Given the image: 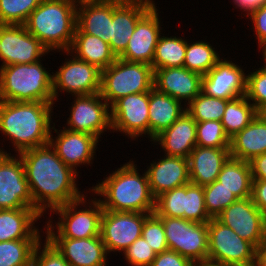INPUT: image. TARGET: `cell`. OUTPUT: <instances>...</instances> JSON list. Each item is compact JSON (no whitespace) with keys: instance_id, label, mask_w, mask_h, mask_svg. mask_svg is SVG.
Instances as JSON below:
<instances>
[{"instance_id":"15","label":"cell","mask_w":266,"mask_h":266,"mask_svg":"<svg viewBox=\"0 0 266 266\" xmlns=\"http://www.w3.org/2000/svg\"><path fill=\"white\" fill-rule=\"evenodd\" d=\"M148 215V213L103 210L100 236L108 255L111 252L122 254L136 239L140 238Z\"/></svg>"},{"instance_id":"54","label":"cell","mask_w":266,"mask_h":266,"mask_svg":"<svg viewBox=\"0 0 266 266\" xmlns=\"http://www.w3.org/2000/svg\"><path fill=\"white\" fill-rule=\"evenodd\" d=\"M195 266H219V265H214L210 263H201V264H196Z\"/></svg>"},{"instance_id":"40","label":"cell","mask_w":266,"mask_h":266,"mask_svg":"<svg viewBox=\"0 0 266 266\" xmlns=\"http://www.w3.org/2000/svg\"><path fill=\"white\" fill-rule=\"evenodd\" d=\"M186 185L162 193L155 199L158 216L184 218Z\"/></svg>"},{"instance_id":"31","label":"cell","mask_w":266,"mask_h":266,"mask_svg":"<svg viewBox=\"0 0 266 266\" xmlns=\"http://www.w3.org/2000/svg\"><path fill=\"white\" fill-rule=\"evenodd\" d=\"M217 181L234 193L238 199L251 197L253 179L248 161L229 157L223 164Z\"/></svg>"},{"instance_id":"46","label":"cell","mask_w":266,"mask_h":266,"mask_svg":"<svg viewBox=\"0 0 266 266\" xmlns=\"http://www.w3.org/2000/svg\"><path fill=\"white\" fill-rule=\"evenodd\" d=\"M251 19L256 39L258 40V48L266 43V2L256 10H253L248 16Z\"/></svg>"},{"instance_id":"12","label":"cell","mask_w":266,"mask_h":266,"mask_svg":"<svg viewBox=\"0 0 266 266\" xmlns=\"http://www.w3.org/2000/svg\"><path fill=\"white\" fill-rule=\"evenodd\" d=\"M0 148V209L33 208V200L26 179L24 164Z\"/></svg>"},{"instance_id":"25","label":"cell","mask_w":266,"mask_h":266,"mask_svg":"<svg viewBox=\"0 0 266 266\" xmlns=\"http://www.w3.org/2000/svg\"><path fill=\"white\" fill-rule=\"evenodd\" d=\"M229 157V148L196 145L188 157L190 182L205 186L216 181L223 164Z\"/></svg>"},{"instance_id":"32","label":"cell","mask_w":266,"mask_h":266,"mask_svg":"<svg viewBox=\"0 0 266 266\" xmlns=\"http://www.w3.org/2000/svg\"><path fill=\"white\" fill-rule=\"evenodd\" d=\"M257 114L255 106L242 95L227 102L221 124L231 138L249 125Z\"/></svg>"},{"instance_id":"34","label":"cell","mask_w":266,"mask_h":266,"mask_svg":"<svg viewBox=\"0 0 266 266\" xmlns=\"http://www.w3.org/2000/svg\"><path fill=\"white\" fill-rule=\"evenodd\" d=\"M220 59L221 56L215 51V48L211 44L206 42V40L193 41V43L192 41L191 43L187 41L183 67L203 76L207 74Z\"/></svg>"},{"instance_id":"41","label":"cell","mask_w":266,"mask_h":266,"mask_svg":"<svg viewBox=\"0 0 266 266\" xmlns=\"http://www.w3.org/2000/svg\"><path fill=\"white\" fill-rule=\"evenodd\" d=\"M184 219L198 223H208L212 219L205 209L203 186L186 184Z\"/></svg>"},{"instance_id":"43","label":"cell","mask_w":266,"mask_h":266,"mask_svg":"<svg viewBox=\"0 0 266 266\" xmlns=\"http://www.w3.org/2000/svg\"><path fill=\"white\" fill-rule=\"evenodd\" d=\"M142 237L152 247L156 254L168 250L164 226L161 218L155 212L149 214L145 218Z\"/></svg>"},{"instance_id":"18","label":"cell","mask_w":266,"mask_h":266,"mask_svg":"<svg viewBox=\"0 0 266 266\" xmlns=\"http://www.w3.org/2000/svg\"><path fill=\"white\" fill-rule=\"evenodd\" d=\"M241 65L220 59L202 76L201 91L208 96L231 100L246 94L247 74Z\"/></svg>"},{"instance_id":"11","label":"cell","mask_w":266,"mask_h":266,"mask_svg":"<svg viewBox=\"0 0 266 266\" xmlns=\"http://www.w3.org/2000/svg\"><path fill=\"white\" fill-rule=\"evenodd\" d=\"M74 97L65 129L88 133L99 140L104 131L112 130L110 105L100 93Z\"/></svg>"},{"instance_id":"30","label":"cell","mask_w":266,"mask_h":266,"mask_svg":"<svg viewBox=\"0 0 266 266\" xmlns=\"http://www.w3.org/2000/svg\"><path fill=\"white\" fill-rule=\"evenodd\" d=\"M68 51L76 58L98 67L101 71L117 59L108 43L95 35L82 32L77 26Z\"/></svg>"},{"instance_id":"51","label":"cell","mask_w":266,"mask_h":266,"mask_svg":"<svg viewBox=\"0 0 266 266\" xmlns=\"http://www.w3.org/2000/svg\"><path fill=\"white\" fill-rule=\"evenodd\" d=\"M255 266H266V239L255 249Z\"/></svg>"},{"instance_id":"49","label":"cell","mask_w":266,"mask_h":266,"mask_svg":"<svg viewBox=\"0 0 266 266\" xmlns=\"http://www.w3.org/2000/svg\"><path fill=\"white\" fill-rule=\"evenodd\" d=\"M253 180L266 181V153L253 157L250 161Z\"/></svg>"},{"instance_id":"52","label":"cell","mask_w":266,"mask_h":266,"mask_svg":"<svg viewBox=\"0 0 266 266\" xmlns=\"http://www.w3.org/2000/svg\"><path fill=\"white\" fill-rule=\"evenodd\" d=\"M93 2H104V3H115V4H127V3H133L138 0H88Z\"/></svg>"},{"instance_id":"35","label":"cell","mask_w":266,"mask_h":266,"mask_svg":"<svg viewBox=\"0 0 266 266\" xmlns=\"http://www.w3.org/2000/svg\"><path fill=\"white\" fill-rule=\"evenodd\" d=\"M42 239L0 242V266H31L36 245Z\"/></svg>"},{"instance_id":"36","label":"cell","mask_w":266,"mask_h":266,"mask_svg":"<svg viewBox=\"0 0 266 266\" xmlns=\"http://www.w3.org/2000/svg\"><path fill=\"white\" fill-rule=\"evenodd\" d=\"M228 101L208 96L201 91L186 106V111L196 122L221 121Z\"/></svg>"},{"instance_id":"3","label":"cell","mask_w":266,"mask_h":266,"mask_svg":"<svg viewBox=\"0 0 266 266\" xmlns=\"http://www.w3.org/2000/svg\"><path fill=\"white\" fill-rule=\"evenodd\" d=\"M120 166L88 190L94 192V196L102 197L98 200L104 210L154 213L155 198L150 191L146 170L141 175L132 159Z\"/></svg>"},{"instance_id":"28","label":"cell","mask_w":266,"mask_h":266,"mask_svg":"<svg viewBox=\"0 0 266 266\" xmlns=\"http://www.w3.org/2000/svg\"><path fill=\"white\" fill-rule=\"evenodd\" d=\"M229 151L230 157L248 162L266 153V118L261 113L230 138Z\"/></svg>"},{"instance_id":"2","label":"cell","mask_w":266,"mask_h":266,"mask_svg":"<svg viewBox=\"0 0 266 266\" xmlns=\"http://www.w3.org/2000/svg\"><path fill=\"white\" fill-rule=\"evenodd\" d=\"M54 103L0 101V131L14 151L49 144Z\"/></svg>"},{"instance_id":"5","label":"cell","mask_w":266,"mask_h":266,"mask_svg":"<svg viewBox=\"0 0 266 266\" xmlns=\"http://www.w3.org/2000/svg\"><path fill=\"white\" fill-rule=\"evenodd\" d=\"M41 61L0 67V101L54 103L53 74Z\"/></svg>"},{"instance_id":"53","label":"cell","mask_w":266,"mask_h":266,"mask_svg":"<svg viewBox=\"0 0 266 266\" xmlns=\"http://www.w3.org/2000/svg\"><path fill=\"white\" fill-rule=\"evenodd\" d=\"M260 51H262L261 53H263L262 54V58H263V62H264V64L263 65H266V43L265 44H263L261 47H260Z\"/></svg>"},{"instance_id":"17","label":"cell","mask_w":266,"mask_h":266,"mask_svg":"<svg viewBox=\"0 0 266 266\" xmlns=\"http://www.w3.org/2000/svg\"><path fill=\"white\" fill-rule=\"evenodd\" d=\"M51 129L53 132L52 130L50 132L49 144L66 165L79 173L77 167L93 164L98 143L101 140L91 134L73 132L64 127H62L63 130L58 131L55 129V123ZM54 132L57 133L55 137L52 135Z\"/></svg>"},{"instance_id":"20","label":"cell","mask_w":266,"mask_h":266,"mask_svg":"<svg viewBox=\"0 0 266 266\" xmlns=\"http://www.w3.org/2000/svg\"><path fill=\"white\" fill-rule=\"evenodd\" d=\"M153 0H138L133 3H112L111 39L112 52L118 58L126 49L137 22L154 6Z\"/></svg>"},{"instance_id":"33","label":"cell","mask_w":266,"mask_h":266,"mask_svg":"<svg viewBox=\"0 0 266 266\" xmlns=\"http://www.w3.org/2000/svg\"><path fill=\"white\" fill-rule=\"evenodd\" d=\"M160 36L155 47L152 61L153 70L161 68L183 67L187 39L176 36Z\"/></svg>"},{"instance_id":"7","label":"cell","mask_w":266,"mask_h":266,"mask_svg":"<svg viewBox=\"0 0 266 266\" xmlns=\"http://www.w3.org/2000/svg\"><path fill=\"white\" fill-rule=\"evenodd\" d=\"M154 87V70L149 64L117 58L101 71L100 95L111 106L119 98L150 92Z\"/></svg>"},{"instance_id":"16","label":"cell","mask_w":266,"mask_h":266,"mask_svg":"<svg viewBox=\"0 0 266 266\" xmlns=\"http://www.w3.org/2000/svg\"><path fill=\"white\" fill-rule=\"evenodd\" d=\"M216 218L255 247L266 239V216L253 203L251 197L238 199Z\"/></svg>"},{"instance_id":"26","label":"cell","mask_w":266,"mask_h":266,"mask_svg":"<svg viewBox=\"0 0 266 266\" xmlns=\"http://www.w3.org/2000/svg\"><path fill=\"white\" fill-rule=\"evenodd\" d=\"M42 216L34 208L0 209V242L42 239L35 223Z\"/></svg>"},{"instance_id":"8","label":"cell","mask_w":266,"mask_h":266,"mask_svg":"<svg viewBox=\"0 0 266 266\" xmlns=\"http://www.w3.org/2000/svg\"><path fill=\"white\" fill-rule=\"evenodd\" d=\"M256 247L217 218L208 222L207 263L219 266L254 264Z\"/></svg>"},{"instance_id":"14","label":"cell","mask_w":266,"mask_h":266,"mask_svg":"<svg viewBox=\"0 0 266 266\" xmlns=\"http://www.w3.org/2000/svg\"><path fill=\"white\" fill-rule=\"evenodd\" d=\"M149 92L130 94L110 106L112 131L133 140L149 138ZM147 134V136L144 135Z\"/></svg>"},{"instance_id":"50","label":"cell","mask_w":266,"mask_h":266,"mask_svg":"<svg viewBox=\"0 0 266 266\" xmlns=\"http://www.w3.org/2000/svg\"><path fill=\"white\" fill-rule=\"evenodd\" d=\"M236 8L241 9L240 11L245 12L248 16L253 10L259 9L266 0H233Z\"/></svg>"},{"instance_id":"37","label":"cell","mask_w":266,"mask_h":266,"mask_svg":"<svg viewBox=\"0 0 266 266\" xmlns=\"http://www.w3.org/2000/svg\"><path fill=\"white\" fill-rule=\"evenodd\" d=\"M42 0H0V24L24 25Z\"/></svg>"},{"instance_id":"9","label":"cell","mask_w":266,"mask_h":266,"mask_svg":"<svg viewBox=\"0 0 266 266\" xmlns=\"http://www.w3.org/2000/svg\"><path fill=\"white\" fill-rule=\"evenodd\" d=\"M165 229L168 249L173 250L195 265L207 263L208 223L184 218L159 216Z\"/></svg>"},{"instance_id":"21","label":"cell","mask_w":266,"mask_h":266,"mask_svg":"<svg viewBox=\"0 0 266 266\" xmlns=\"http://www.w3.org/2000/svg\"><path fill=\"white\" fill-rule=\"evenodd\" d=\"M154 88L187 106L202 88V75L185 67L161 68L154 71Z\"/></svg>"},{"instance_id":"6","label":"cell","mask_w":266,"mask_h":266,"mask_svg":"<svg viewBox=\"0 0 266 266\" xmlns=\"http://www.w3.org/2000/svg\"><path fill=\"white\" fill-rule=\"evenodd\" d=\"M85 193L86 196L52 211L59 216V220L56 222L51 220L53 219L52 214L49 216L50 220L46 221L47 225L43 226L46 228L44 229L46 238L81 239L100 236L101 217L104 209L97 197L91 200L89 198L88 201L87 192ZM80 206L85 208L79 209Z\"/></svg>"},{"instance_id":"24","label":"cell","mask_w":266,"mask_h":266,"mask_svg":"<svg viewBox=\"0 0 266 266\" xmlns=\"http://www.w3.org/2000/svg\"><path fill=\"white\" fill-rule=\"evenodd\" d=\"M166 156L189 157L196 144V121L185 111L169 128L150 140ZM158 143V144H157Z\"/></svg>"},{"instance_id":"55","label":"cell","mask_w":266,"mask_h":266,"mask_svg":"<svg viewBox=\"0 0 266 266\" xmlns=\"http://www.w3.org/2000/svg\"><path fill=\"white\" fill-rule=\"evenodd\" d=\"M261 114L266 118V108L261 112Z\"/></svg>"},{"instance_id":"45","label":"cell","mask_w":266,"mask_h":266,"mask_svg":"<svg viewBox=\"0 0 266 266\" xmlns=\"http://www.w3.org/2000/svg\"><path fill=\"white\" fill-rule=\"evenodd\" d=\"M44 241L36 245L31 266H71L46 237Z\"/></svg>"},{"instance_id":"13","label":"cell","mask_w":266,"mask_h":266,"mask_svg":"<svg viewBox=\"0 0 266 266\" xmlns=\"http://www.w3.org/2000/svg\"><path fill=\"white\" fill-rule=\"evenodd\" d=\"M49 52L25 25L0 24V67L35 63Z\"/></svg>"},{"instance_id":"22","label":"cell","mask_w":266,"mask_h":266,"mask_svg":"<svg viewBox=\"0 0 266 266\" xmlns=\"http://www.w3.org/2000/svg\"><path fill=\"white\" fill-rule=\"evenodd\" d=\"M157 160L146 168L150 191L155 199L164 192L190 183L187 158L163 155Z\"/></svg>"},{"instance_id":"38","label":"cell","mask_w":266,"mask_h":266,"mask_svg":"<svg viewBox=\"0 0 266 266\" xmlns=\"http://www.w3.org/2000/svg\"><path fill=\"white\" fill-rule=\"evenodd\" d=\"M196 144L201 147L230 148V138L221 121L196 122Z\"/></svg>"},{"instance_id":"19","label":"cell","mask_w":266,"mask_h":266,"mask_svg":"<svg viewBox=\"0 0 266 266\" xmlns=\"http://www.w3.org/2000/svg\"><path fill=\"white\" fill-rule=\"evenodd\" d=\"M153 6L136 24L125 51L118 57L129 62L152 65L155 47L161 36L159 9Z\"/></svg>"},{"instance_id":"29","label":"cell","mask_w":266,"mask_h":266,"mask_svg":"<svg viewBox=\"0 0 266 266\" xmlns=\"http://www.w3.org/2000/svg\"><path fill=\"white\" fill-rule=\"evenodd\" d=\"M184 106H183V105ZM149 138L169 128L185 111L181 101L152 88L149 92Z\"/></svg>"},{"instance_id":"42","label":"cell","mask_w":266,"mask_h":266,"mask_svg":"<svg viewBox=\"0 0 266 266\" xmlns=\"http://www.w3.org/2000/svg\"><path fill=\"white\" fill-rule=\"evenodd\" d=\"M245 96L258 113L266 108V65L247 74Z\"/></svg>"},{"instance_id":"47","label":"cell","mask_w":266,"mask_h":266,"mask_svg":"<svg viewBox=\"0 0 266 266\" xmlns=\"http://www.w3.org/2000/svg\"><path fill=\"white\" fill-rule=\"evenodd\" d=\"M149 266H195V264L179 253L168 249L157 254Z\"/></svg>"},{"instance_id":"44","label":"cell","mask_w":266,"mask_h":266,"mask_svg":"<svg viewBox=\"0 0 266 266\" xmlns=\"http://www.w3.org/2000/svg\"><path fill=\"white\" fill-rule=\"evenodd\" d=\"M122 253L130 266H149L157 255L142 236Z\"/></svg>"},{"instance_id":"1","label":"cell","mask_w":266,"mask_h":266,"mask_svg":"<svg viewBox=\"0 0 266 266\" xmlns=\"http://www.w3.org/2000/svg\"><path fill=\"white\" fill-rule=\"evenodd\" d=\"M18 155L24 164L33 208L42 217L47 210L52 213L55 208L84 196L76 183L79 173L66 165L50 144L24 150Z\"/></svg>"},{"instance_id":"27","label":"cell","mask_w":266,"mask_h":266,"mask_svg":"<svg viewBox=\"0 0 266 266\" xmlns=\"http://www.w3.org/2000/svg\"><path fill=\"white\" fill-rule=\"evenodd\" d=\"M112 3L78 0L76 26L105 43L111 39Z\"/></svg>"},{"instance_id":"10","label":"cell","mask_w":266,"mask_h":266,"mask_svg":"<svg viewBox=\"0 0 266 266\" xmlns=\"http://www.w3.org/2000/svg\"><path fill=\"white\" fill-rule=\"evenodd\" d=\"M68 59L52 72L54 104L59 99V92H66L71 96L100 93L101 70L88 62L76 58L69 51H64ZM71 54V55H70Z\"/></svg>"},{"instance_id":"48","label":"cell","mask_w":266,"mask_h":266,"mask_svg":"<svg viewBox=\"0 0 266 266\" xmlns=\"http://www.w3.org/2000/svg\"><path fill=\"white\" fill-rule=\"evenodd\" d=\"M251 198L253 203L266 216V181L253 180Z\"/></svg>"},{"instance_id":"39","label":"cell","mask_w":266,"mask_h":266,"mask_svg":"<svg viewBox=\"0 0 266 266\" xmlns=\"http://www.w3.org/2000/svg\"><path fill=\"white\" fill-rule=\"evenodd\" d=\"M205 209L211 218H216L225 208L237 201L234 193L217 180L203 186Z\"/></svg>"},{"instance_id":"23","label":"cell","mask_w":266,"mask_h":266,"mask_svg":"<svg viewBox=\"0 0 266 266\" xmlns=\"http://www.w3.org/2000/svg\"><path fill=\"white\" fill-rule=\"evenodd\" d=\"M71 266H106L108 253L101 236L71 239L47 238Z\"/></svg>"},{"instance_id":"4","label":"cell","mask_w":266,"mask_h":266,"mask_svg":"<svg viewBox=\"0 0 266 266\" xmlns=\"http://www.w3.org/2000/svg\"><path fill=\"white\" fill-rule=\"evenodd\" d=\"M78 0H42L24 24L49 51H68L77 22Z\"/></svg>"}]
</instances>
